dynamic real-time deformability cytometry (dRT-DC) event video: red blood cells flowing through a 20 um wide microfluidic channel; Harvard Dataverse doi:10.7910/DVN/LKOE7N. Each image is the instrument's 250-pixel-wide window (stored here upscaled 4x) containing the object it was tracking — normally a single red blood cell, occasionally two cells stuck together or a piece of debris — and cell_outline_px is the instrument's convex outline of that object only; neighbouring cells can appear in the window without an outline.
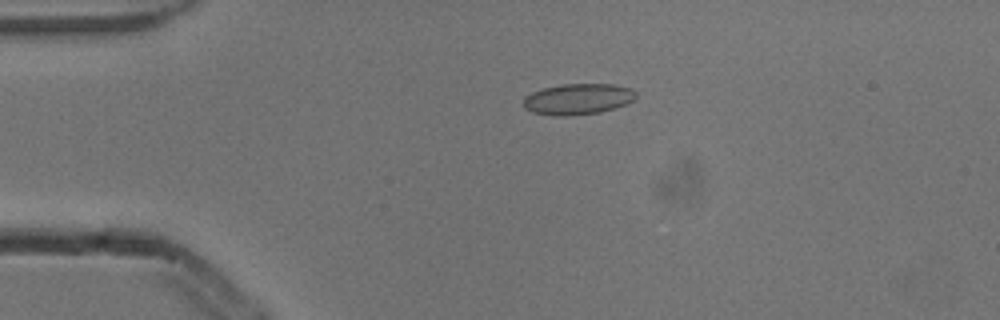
{"species": "common noctule bat (a hibernating species)", "species_latin": "Nyctalus noctula", "temperature_condition": "cold", "stored_images_in_passage": 2, "camera_frame_rate_fps": 3000, "um_per_image_px": 0.085, "animal": {"sex": "male", "body_mass_g": 13.3}, "frame": {"image": 1, "passage_image": 1, "time_ms": 0.0, "image_size_px": [1000, 320], "cell_outline_px": [[636, 96], [628, 104], [616, 108], [600, 112], [568, 116], [552, 116], [532, 112], [524, 108], [524, 96], [532, 92], [544, 88], [564, 84], [612, 84], [632, 88], [636, 92]], "centroid_in_image_um": [49.13, 8.43], "position_along_channel_um": 35.9, "area_um2": 20.46}}